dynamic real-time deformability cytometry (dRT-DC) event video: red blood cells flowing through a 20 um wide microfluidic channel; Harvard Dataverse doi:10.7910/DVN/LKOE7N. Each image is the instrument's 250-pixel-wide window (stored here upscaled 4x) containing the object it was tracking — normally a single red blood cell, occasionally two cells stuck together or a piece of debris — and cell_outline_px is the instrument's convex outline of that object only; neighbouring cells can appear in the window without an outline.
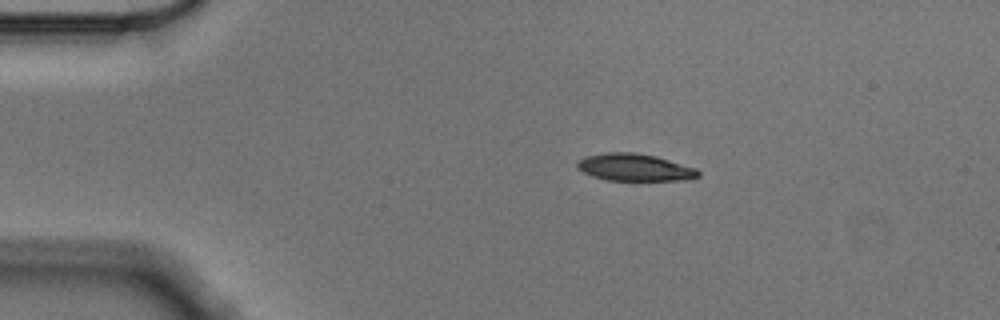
{"species": "Egyptian fruit bat (a non-hibernating species)", "species_latin": "Rousettus aegyptiacus", "temperature_condition": "cold", "stored_images_in_passage": 47, "camera_frame_rate_fps": 3000, "um_per_image_px": 0.085, "animal": {"sex": "male"}, "frame": {"image": 1, "passage_image": 1, "time_ms": 0.0, "image_size_px": [1000, 320], "cell_outline_px": [[700, 176], [684, 180], [608, 180], [592, 176], [576, 168], [576, 164], [584, 156], [604, 152], [636, 152], [656, 156], [696, 168], [700, 172]], "centroid_in_image_um": [53.93, 14.22], "position_along_channel_um": 31.1, "area_um2": 19.25}}
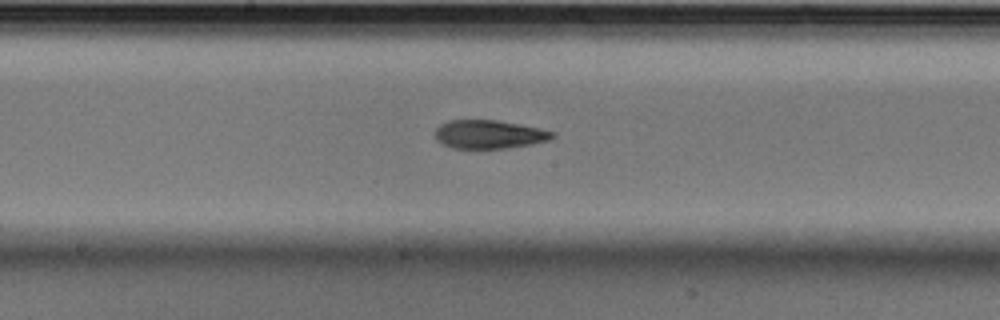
{"frame": {"image": 2, "passage_image": 20, "time_ms": 6.333, "image_size_px": [1000, 320], "cell_outline_px": [[556, 136], [548, 140], [532, 144], [504, 148], [452, 148], [436, 140], [436, 128], [440, 124], [448, 120], [496, 120], [520, 124], [540, 128], [556, 132]], "centroid_in_image_um": [41.59, 11.41], "position_along_channel_um": 206.6, "area_um2": 19.48}}
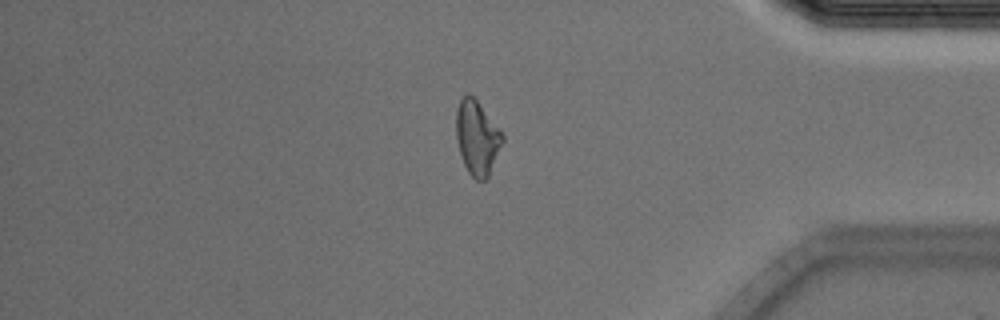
{"frame": {"image": 3, "passage_image": 38, "time_ms": 12.333, "image_size_px": [1000, 320], "cell_outline_px": [[504, 140], [488, 176], [484, 180], [476, 180], [468, 172], [464, 164], [456, 140], [456, 112], [460, 100], [468, 92], [476, 100], [504, 136]], "centroid_in_image_um": [40.53, 11.72], "position_along_channel_um": 394.7, "area_um2": 19.59}, "authors_computed_cell_mechanics": {"area_um2": 20.1722, "velocity_mm_per_s": 3.5554, "shape_relaxation_time_tau1_ms": 2.9432, "shape_relaxation_time_tau2_ms": 5.056, "deformation_change_tau1": 0.1418, "deformation_change_tau2": 0.1118}}